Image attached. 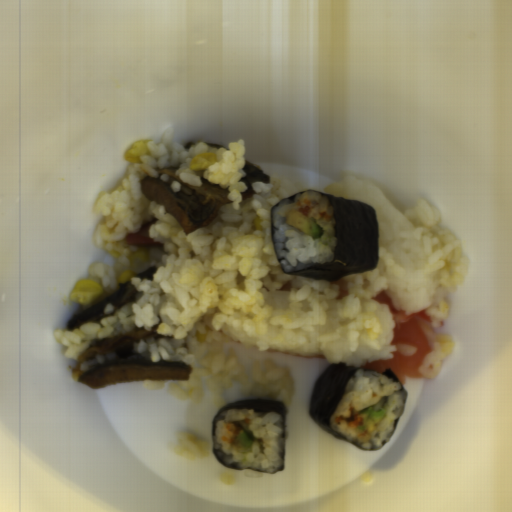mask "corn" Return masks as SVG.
Returning a JSON list of instances; mask_svg holds the SVG:
<instances>
[{"instance_id": "obj_1", "label": "corn", "mask_w": 512, "mask_h": 512, "mask_svg": "<svg viewBox=\"0 0 512 512\" xmlns=\"http://www.w3.org/2000/svg\"><path fill=\"white\" fill-rule=\"evenodd\" d=\"M104 288L97 281L90 279L78 280L72 288L69 299L75 304L88 305L98 298Z\"/></svg>"}, {"instance_id": "obj_2", "label": "corn", "mask_w": 512, "mask_h": 512, "mask_svg": "<svg viewBox=\"0 0 512 512\" xmlns=\"http://www.w3.org/2000/svg\"><path fill=\"white\" fill-rule=\"evenodd\" d=\"M151 139L147 140H138L132 143L126 153L123 155V159L130 163L138 164L142 163L140 157L149 155L150 151L148 150V143Z\"/></svg>"}, {"instance_id": "obj_3", "label": "corn", "mask_w": 512, "mask_h": 512, "mask_svg": "<svg viewBox=\"0 0 512 512\" xmlns=\"http://www.w3.org/2000/svg\"><path fill=\"white\" fill-rule=\"evenodd\" d=\"M216 155L212 152L197 154L192 158L189 169L194 172L205 171L208 167L216 163Z\"/></svg>"}, {"instance_id": "obj_4", "label": "corn", "mask_w": 512, "mask_h": 512, "mask_svg": "<svg viewBox=\"0 0 512 512\" xmlns=\"http://www.w3.org/2000/svg\"><path fill=\"white\" fill-rule=\"evenodd\" d=\"M130 267L142 266L145 262L149 261L147 253L142 250L131 252L128 256Z\"/></svg>"}, {"instance_id": "obj_5", "label": "corn", "mask_w": 512, "mask_h": 512, "mask_svg": "<svg viewBox=\"0 0 512 512\" xmlns=\"http://www.w3.org/2000/svg\"><path fill=\"white\" fill-rule=\"evenodd\" d=\"M133 276H135L134 272L130 270H125L123 273L120 274L118 278V282L126 283L129 281Z\"/></svg>"}, {"instance_id": "obj_6", "label": "corn", "mask_w": 512, "mask_h": 512, "mask_svg": "<svg viewBox=\"0 0 512 512\" xmlns=\"http://www.w3.org/2000/svg\"><path fill=\"white\" fill-rule=\"evenodd\" d=\"M253 223L256 231H262V221L260 216H256Z\"/></svg>"}, {"instance_id": "obj_7", "label": "corn", "mask_w": 512, "mask_h": 512, "mask_svg": "<svg viewBox=\"0 0 512 512\" xmlns=\"http://www.w3.org/2000/svg\"><path fill=\"white\" fill-rule=\"evenodd\" d=\"M106 252L113 258H118L121 255V252L116 251L114 249H107Z\"/></svg>"}]
</instances>
